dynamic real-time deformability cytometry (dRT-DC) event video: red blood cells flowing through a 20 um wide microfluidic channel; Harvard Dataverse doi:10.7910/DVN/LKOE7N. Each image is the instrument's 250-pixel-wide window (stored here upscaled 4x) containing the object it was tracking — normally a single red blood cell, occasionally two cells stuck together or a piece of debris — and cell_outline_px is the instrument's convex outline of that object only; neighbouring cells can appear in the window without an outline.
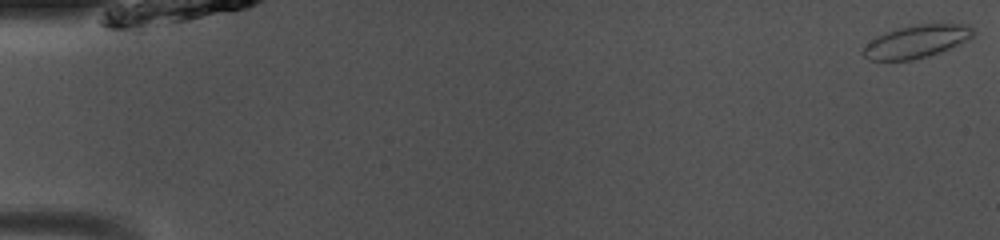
{"species": "common noctule bat (a hibernating species)", "species_latin": "Nyctalus noctula", "temperature_condition": "room temperature", "stored_images_in_passage": 50, "camera_frame_rate_fps": 3000, "um_per_image_px": 0.085, "animal": {"sex": "male", "body_mass_g": 13.0, "forearm_length_mm": 53.1}, "frame": {"image": 1, "passage_image": 1, "time_ms": 0.0, "image_size_px": [1000, 240], "cell_outline_px": [[976, 32], [968, 40], [940, 52], [928, 56], [912, 60], [868, 60], [860, 52], [876, 36], [900, 28], [932, 20], [968, 24], [976, 28]], "centroid_in_image_um": [78.01, 3.47], "position_along_channel_um": 7.0, "area_um2": 21.68}}
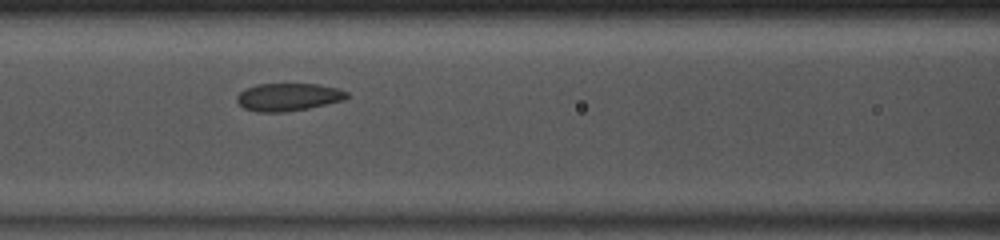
{"frame": {"image": 2, "passage_image": 22, "time_ms": 7.0, "image_size_px": [1000, 240], "cell_outline_px": [[348, 96], [344, 100], [308, 108], [284, 112], [256, 112], [244, 108], [236, 100], [236, 96], [240, 92], [256, 84], [316, 84], [340, 88], [348, 92]], "centroid_in_image_um": [24.51, 8.24], "position_along_channel_um": 142.1, "area_um2": 17.74}}
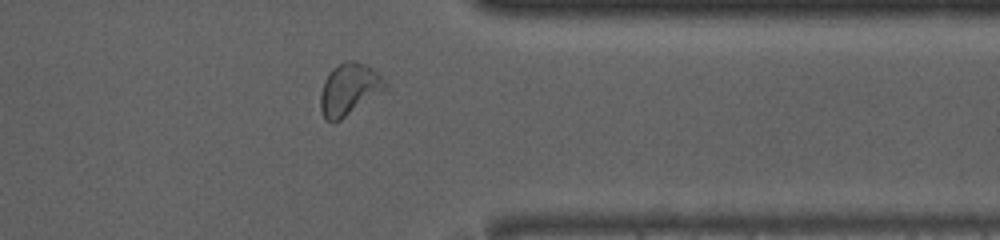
{"frame": {"image": 3, "passage_image": 40, "time_ms": 13.0, "image_size_px": [1000, 240], "cell_outline_px": [[388, 88], [340, 120], [332, 124], [324, 120], [320, 108], [320, 96], [324, 80], [328, 72], [332, 68], [348, 60], [356, 60], [368, 64], [388, 84]], "centroid_in_image_um": [29.66, 7.59], "position_along_channel_um": 381.7, "area_um2": 19.77}, "authors_computed_cell_mechanics": {"area_um2": 19.363, "velocity_mm_per_s": 4.0715, "shape_relaxation_time_tau1_ms": null, "shape_relaxation_time_tau2_ms": 1.0271, "deformation_change_tau1": null, "deformation_change_tau2": 0.04}}